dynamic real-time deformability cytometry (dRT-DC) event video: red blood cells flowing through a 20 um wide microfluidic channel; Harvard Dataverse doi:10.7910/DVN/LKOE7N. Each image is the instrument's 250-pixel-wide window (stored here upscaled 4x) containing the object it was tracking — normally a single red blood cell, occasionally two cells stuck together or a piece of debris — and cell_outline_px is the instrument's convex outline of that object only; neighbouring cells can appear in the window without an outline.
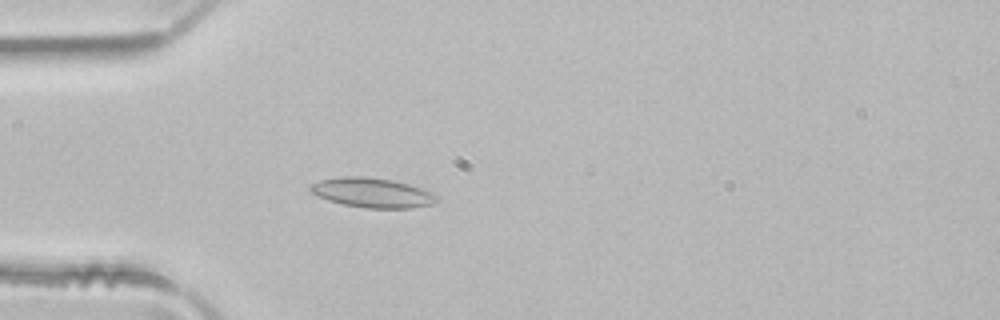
{"species": "common noctule bat (a hibernating species)", "species_latin": "Nyctalus noctula", "temperature_condition": "room temperature", "stored_images_in_passage": 3, "camera_frame_rate_fps": 3000, "um_per_image_px": 0.085, "animal": {"sex": "male", "body_mass_g": 21.5, "forearm_length_mm": 52.0}, "frame": {"image": 1, "passage_image": 3, "time_ms": 0.667, "image_size_px": [1000, 320], "cell_outline_px": [[440, 200], [428, 204], [412, 208], [364, 208], [344, 204], [328, 200], [312, 192], [308, 188], [312, 184], [320, 180], [336, 176], [368, 176], [392, 180], [408, 184], [436, 192], [440, 196]], "centroid_in_image_um": [31.69, 16.37], "position_along_channel_um": 53.3, "area_um2": 22.02}}